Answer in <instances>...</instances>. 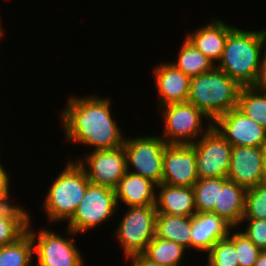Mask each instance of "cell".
<instances>
[{
  "instance_id": "6da1fadb",
  "label": "cell",
  "mask_w": 266,
  "mask_h": 266,
  "mask_svg": "<svg viewBox=\"0 0 266 266\" xmlns=\"http://www.w3.org/2000/svg\"><path fill=\"white\" fill-rule=\"evenodd\" d=\"M109 98L71 95L60 113L66 140L92 146L91 151L122 147L126 137L113 119Z\"/></svg>"
},
{
  "instance_id": "7a4b0ae2",
  "label": "cell",
  "mask_w": 266,
  "mask_h": 266,
  "mask_svg": "<svg viewBox=\"0 0 266 266\" xmlns=\"http://www.w3.org/2000/svg\"><path fill=\"white\" fill-rule=\"evenodd\" d=\"M266 46V28L245 31L235 26L229 33L216 67L241 87L254 86Z\"/></svg>"
},
{
  "instance_id": "3957f363",
  "label": "cell",
  "mask_w": 266,
  "mask_h": 266,
  "mask_svg": "<svg viewBox=\"0 0 266 266\" xmlns=\"http://www.w3.org/2000/svg\"><path fill=\"white\" fill-rule=\"evenodd\" d=\"M241 86L216 66L190 79L188 102L214 122L220 115L237 107Z\"/></svg>"
},
{
  "instance_id": "277c9868",
  "label": "cell",
  "mask_w": 266,
  "mask_h": 266,
  "mask_svg": "<svg viewBox=\"0 0 266 266\" xmlns=\"http://www.w3.org/2000/svg\"><path fill=\"white\" fill-rule=\"evenodd\" d=\"M67 162L65 168L49 186L41 206L48 223L51 224L68 221L73 216L90 184L84 169L75 158Z\"/></svg>"
},
{
  "instance_id": "5b68a950",
  "label": "cell",
  "mask_w": 266,
  "mask_h": 266,
  "mask_svg": "<svg viewBox=\"0 0 266 266\" xmlns=\"http://www.w3.org/2000/svg\"><path fill=\"white\" fill-rule=\"evenodd\" d=\"M163 135L167 144H193L212 126L213 122L190 102L171 103L161 106ZM208 120L206 128L203 120Z\"/></svg>"
},
{
  "instance_id": "8992f818",
  "label": "cell",
  "mask_w": 266,
  "mask_h": 266,
  "mask_svg": "<svg viewBox=\"0 0 266 266\" xmlns=\"http://www.w3.org/2000/svg\"><path fill=\"white\" fill-rule=\"evenodd\" d=\"M156 216V205L127 208L113 235L124 251V260L144 253L156 235Z\"/></svg>"
},
{
  "instance_id": "52a82bcc",
  "label": "cell",
  "mask_w": 266,
  "mask_h": 266,
  "mask_svg": "<svg viewBox=\"0 0 266 266\" xmlns=\"http://www.w3.org/2000/svg\"><path fill=\"white\" fill-rule=\"evenodd\" d=\"M31 227L30 224L27 232L33 241L37 266H85L83 255L74 242V231L66 227V238L48 228L36 232Z\"/></svg>"
},
{
  "instance_id": "ba28073f",
  "label": "cell",
  "mask_w": 266,
  "mask_h": 266,
  "mask_svg": "<svg viewBox=\"0 0 266 266\" xmlns=\"http://www.w3.org/2000/svg\"><path fill=\"white\" fill-rule=\"evenodd\" d=\"M118 208L114 189L90 183L66 227L81 235L112 220Z\"/></svg>"
},
{
  "instance_id": "9c48e42d",
  "label": "cell",
  "mask_w": 266,
  "mask_h": 266,
  "mask_svg": "<svg viewBox=\"0 0 266 266\" xmlns=\"http://www.w3.org/2000/svg\"><path fill=\"white\" fill-rule=\"evenodd\" d=\"M167 143L159 135L126 137L123 148L126 154L127 171L162 183L163 156ZM132 169V171H131Z\"/></svg>"
},
{
  "instance_id": "30bf717a",
  "label": "cell",
  "mask_w": 266,
  "mask_h": 266,
  "mask_svg": "<svg viewBox=\"0 0 266 266\" xmlns=\"http://www.w3.org/2000/svg\"><path fill=\"white\" fill-rule=\"evenodd\" d=\"M192 147L195 149L199 179L227 178L232 146L214 126L193 143Z\"/></svg>"
},
{
  "instance_id": "8fae6325",
  "label": "cell",
  "mask_w": 266,
  "mask_h": 266,
  "mask_svg": "<svg viewBox=\"0 0 266 266\" xmlns=\"http://www.w3.org/2000/svg\"><path fill=\"white\" fill-rule=\"evenodd\" d=\"M76 162L84 169L91 184L115 189L127 172L126 154L122 147L98 149L86 153Z\"/></svg>"
},
{
  "instance_id": "7c38bea8",
  "label": "cell",
  "mask_w": 266,
  "mask_h": 266,
  "mask_svg": "<svg viewBox=\"0 0 266 266\" xmlns=\"http://www.w3.org/2000/svg\"><path fill=\"white\" fill-rule=\"evenodd\" d=\"M162 168V183L171 186L193 187L199 179L192 144H167Z\"/></svg>"
},
{
  "instance_id": "4fadbf2b",
  "label": "cell",
  "mask_w": 266,
  "mask_h": 266,
  "mask_svg": "<svg viewBox=\"0 0 266 266\" xmlns=\"http://www.w3.org/2000/svg\"><path fill=\"white\" fill-rule=\"evenodd\" d=\"M213 126L232 147H261L262 142L266 139V129L237 108L220 115L213 122Z\"/></svg>"
},
{
  "instance_id": "5bb4252c",
  "label": "cell",
  "mask_w": 266,
  "mask_h": 266,
  "mask_svg": "<svg viewBox=\"0 0 266 266\" xmlns=\"http://www.w3.org/2000/svg\"><path fill=\"white\" fill-rule=\"evenodd\" d=\"M227 178L246 190L265 182L261 147H232Z\"/></svg>"
},
{
  "instance_id": "9a60e30c",
  "label": "cell",
  "mask_w": 266,
  "mask_h": 266,
  "mask_svg": "<svg viewBox=\"0 0 266 266\" xmlns=\"http://www.w3.org/2000/svg\"><path fill=\"white\" fill-rule=\"evenodd\" d=\"M153 67L158 107L171 103L187 102L189 99L190 77L180 71L174 64L167 61ZM159 96V97H158Z\"/></svg>"
},
{
  "instance_id": "2e32d148",
  "label": "cell",
  "mask_w": 266,
  "mask_h": 266,
  "mask_svg": "<svg viewBox=\"0 0 266 266\" xmlns=\"http://www.w3.org/2000/svg\"><path fill=\"white\" fill-rule=\"evenodd\" d=\"M233 227L213 212L192 216L191 249L207 253L219 240L228 237Z\"/></svg>"
},
{
  "instance_id": "e0dca14e",
  "label": "cell",
  "mask_w": 266,
  "mask_h": 266,
  "mask_svg": "<svg viewBox=\"0 0 266 266\" xmlns=\"http://www.w3.org/2000/svg\"><path fill=\"white\" fill-rule=\"evenodd\" d=\"M234 27L219 18H214L209 24L189 32L185 37L197 50L217 65L222 57L228 33Z\"/></svg>"
},
{
  "instance_id": "ac0fdd59",
  "label": "cell",
  "mask_w": 266,
  "mask_h": 266,
  "mask_svg": "<svg viewBox=\"0 0 266 266\" xmlns=\"http://www.w3.org/2000/svg\"><path fill=\"white\" fill-rule=\"evenodd\" d=\"M114 191L118 206L120 203H124L126 208L156 204L157 184L128 171L120 179Z\"/></svg>"
},
{
  "instance_id": "d6986e66",
  "label": "cell",
  "mask_w": 266,
  "mask_h": 266,
  "mask_svg": "<svg viewBox=\"0 0 266 266\" xmlns=\"http://www.w3.org/2000/svg\"><path fill=\"white\" fill-rule=\"evenodd\" d=\"M157 213L192 217L197 213L193 187L171 186L165 183L157 185Z\"/></svg>"
},
{
  "instance_id": "ffe728a7",
  "label": "cell",
  "mask_w": 266,
  "mask_h": 266,
  "mask_svg": "<svg viewBox=\"0 0 266 266\" xmlns=\"http://www.w3.org/2000/svg\"><path fill=\"white\" fill-rule=\"evenodd\" d=\"M246 189L228 178H219L218 206L214 213L233 228H238L244 217Z\"/></svg>"
},
{
  "instance_id": "44dd1931",
  "label": "cell",
  "mask_w": 266,
  "mask_h": 266,
  "mask_svg": "<svg viewBox=\"0 0 266 266\" xmlns=\"http://www.w3.org/2000/svg\"><path fill=\"white\" fill-rule=\"evenodd\" d=\"M192 217L157 213L156 236L191 249Z\"/></svg>"
},
{
  "instance_id": "7402d4cb",
  "label": "cell",
  "mask_w": 266,
  "mask_h": 266,
  "mask_svg": "<svg viewBox=\"0 0 266 266\" xmlns=\"http://www.w3.org/2000/svg\"><path fill=\"white\" fill-rule=\"evenodd\" d=\"M190 78L211 71L216 65L185 37L178 51L177 60L171 62Z\"/></svg>"
},
{
  "instance_id": "603a6c76",
  "label": "cell",
  "mask_w": 266,
  "mask_h": 266,
  "mask_svg": "<svg viewBox=\"0 0 266 266\" xmlns=\"http://www.w3.org/2000/svg\"><path fill=\"white\" fill-rule=\"evenodd\" d=\"M185 251H187V249L182 245L171 240L159 238L155 235L147 245L143 254L149 260L159 264L166 266H184L181 264H183Z\"/></svg>"
},
{
  "instance_id": "cb8c5ba5",
  "label": "cell",
  "mask_w": 266,
  "mask_h": 266,
  "mask_svg": "<svg viewBox=\"0 0 266 266\" xmlns=\"http://www.w3.org/2000/svg\"><path fill=\"white\" fill-rule=\"evenodd\" d=\"M34 246L26 231L15 242L0 247V266H33Z\"/></svg>"
},
{
  "instance_id": "d4e9b609",
  "label": "cell",
  "mask_w": 266,
  "mask_h": 266,
  "mask_svg": "<svg viewBox=\"0 0 266 266\" xmlns=\"http://www.w3.org/2000/svg\"><path fill=\"white\" fill-rule=\"evenodd\" d=\"M236 108L266 129V92L254 86L241 87Z\"/></svg>"
},
{
  "instance_id": "484cf974",
  "label": "cell",
  "mask_w": 266,
  "mask_h": 266,
  "mask_svg": "<svg viewBox=\"0 0 266 266\" xmlns=\"http://www.w3.org/2000/svg\"><path fill=\"white\" fill-rule=\"evenodd\" d=\"M193 190L197 213H214V206H218L219 178L198 179Z\"/></svg>"
},
{
  "instance_id": "4316f807",
  "label": "cell",
  "mask_w": 266,
  "mask_h": 266,
  "mask_svg": "<svg viewBox=\"0 0 266 266\" xmlns=\"http://www.w3.org/2000/svg\"><path fill=\"white\" fill-rule=\"evenodd\" d=\"M207 266H240L234 246V231L228 237L217 241L207 252Z\"/></svg>"
},
{
  "instance_id": "83f0119b",
  "label": "cell",
  "mask_w": 266,
  "mask_h": 266,
  "mask_svg": "<svg viewBox=\"0 0 266 266\" xmlns=\"http://www.w3.org/2000/svg\"><path fill=\"white\" fill-rule=\"evenodd\" d=\"M243 219H266V181L246 190Z\"/></svg>"
},
{
  "instance_id": "f1b7e54d",
  "label": "cell",
  "mask_w": 266,
  "mask_h": 266,
  "mask_svg": "<svg viewBox=\"0 0 266 266\" xmlns=\"http://www.w3.org/2000/svg\"><path fill=\"white\" fill-rule=\"evenodd\" d=\"M234 230V246L238 254L240 266H254L262 252L241 230ZM236 231V232H235Z\"/></svg>"
},
{
  "instance_id": "f546056e",
  "label": "cell",
  "mask_w": 266,
  "mask_h": 266,
  "mask_svg": "<svg viewBox=\"0 0 266 266\" xmlns=\"http://www.w3.org/2000/svg\"><path fill=\"white\" fill-rule=\"evenodd\" d=\"M11 196L10 188L0 194V217L9 220H18L28 230L32 223L30 213L22 205L20 206V204L16 205L10 202Z\"/></svg>"
},
{
  "instance_id": "4dcf8cb0",
  "label": "cell",
  "mask_w": 266,
  "mask_h": 266,
  "mask_svg": "<svg viewBox=\"0 0 266 266\" xmlns=\"http://www.w3.org/2000/svg\"><path fill=\"white\" fill-rule=\"evenodd\" d=\"M247 221L243 224V222ZM241 225L245 226L244 233L258 248L266 250V219H243Z\"/></svg>"
},
{
  "instance_id": "1f68e13d",
  "label": "cell",
  "mask_w": 266,
  "mask_h": 266,
  "mask_svg": "<svg viewBox=\"0 0 266 266\" xmlns=\"http://www.w3.org/2000/svg\"><path fill=\"white\" fill-rule=\"evenodd\" d=\"M27 229L18 220L0 217V247L15 242Z\"/></svg>"
},
{
  "instance_id": "d6a6232c",
  "label": "cell",
  "mask_w": 266,
  "mask_h": 266,
  "mask_svg": "<svg viewBox=\"0 0 266 266\" xmlns=\"http://www.w3.org/2000/svg\"><path fill=\"white\" fill-rule=\"evenodd\" d=\"M254 87L259 91L266 92V47L261 58L260 72Z\"/></svg>"
},
{
  "instance_id": "836d02e7",
  "label": "cell",
  "mask_w": 266,
  "mask_h": 266,
  "mask_svg": "<svg viewBox=\"0 0 266 266\" xmlns=\"http://www.w3.org/2000/svg\"><path fill=\"white\" fill-rule=\"evenodd\" d=\"M127 261L131 262L130 266H166L149 260L144 254L132 256Z\"/></svg>"
},
{
  "instance_id": "e575fe53",
  "label": "cell",
  "mask_w": 266,
  "mask_h": 266,
  "mask_svg": "<svg viewBox=\"0 0 266 266\" xmlns=\"http://www.w3.org/2000/svg\"><path fill=\"white\" fill-rule=\"evenodd\" d=\"M9 174L5 170L4 166L0 162V194L4 193L10 188Z\"/></svg>"
},
{
  "instance_id": "d590c367",
  "label": "cell",
  "mask_w": 266,
  "mask_h": 266,
  "mask_svg": "<svg viewBox=\"0 0 266 266\" xmlns=\"http://www.w3.org/2000/svg\"><path fill=\"white\" fill-rule=\"evenodd\" d=\"M254 266H266V250H264L260 253Z\"/></svg>"
},
{
  "instance_id": "8d00e7d4",
  "label": "cell",
  "mask_w": 266,
  "mask_h": 266,
  "mask_svg": "<svg viewBox=\"0 0 266 266\" xmlns=\"http://www.w3.org/2000/svg\"><path fill=\"white\" fill-rule=\"evenodd\" d=\"M261 150H262V155H263L264 171L266 174V139L261 144Z\"/></svg>"
},
{
  "instance_id": "74e56055",
  "label": "cell",
  "mask_w": 266,
  "mask_h": 266,
  "mask_svg": "<svg viewBox=\"0 0 266 266\" xmlns=\"http://www.w3.org/2000/svg\"><path fill=\"white\" fill-rule=\"evenodd\" d=\"M1 25H2V23H1V19H0V40L3 39L2 37H3V35H5L4 34L5 30L3 29V27Z\"/></svg>"
}]
</instances>
